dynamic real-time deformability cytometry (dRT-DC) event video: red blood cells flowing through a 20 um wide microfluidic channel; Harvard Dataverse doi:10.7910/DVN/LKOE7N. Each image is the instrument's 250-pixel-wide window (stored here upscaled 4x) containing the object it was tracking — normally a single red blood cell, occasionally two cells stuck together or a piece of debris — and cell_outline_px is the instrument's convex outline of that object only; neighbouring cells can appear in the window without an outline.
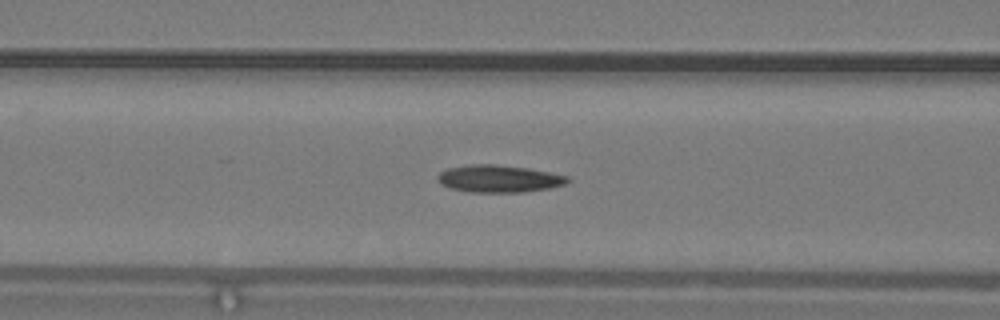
{"species": "common noctule bat (a hibernating species)", "species_latin": "Nyctalus noctula", "temperature_condition": "warm", "stored_images_in_passage": 38, "camera_frame_rate_fps": 3000, "um_per_image_px": 0.085, "animal": {"sex": "male", "body_mass_g": 19.2, "forearm_length_mm": 51.8}, "frame": {"image": 1, "passage_image": 12, "time_ms": 3.667, "image_size_px": [1000, 320], "cell_outline_px": [[572, 180], [564, 184], [548, 188], [524, 192], [472, 192], [452, 188], [440, 184], [436, 180], [436, 176], [440, 172], [448, 168], [472, 164], [496, 164], [528, 168], [568, 176]], "centroid_in_image_um": [42.39, 15.18], "position_along_channel_um": 124.2, "area_um2": 20.63}}
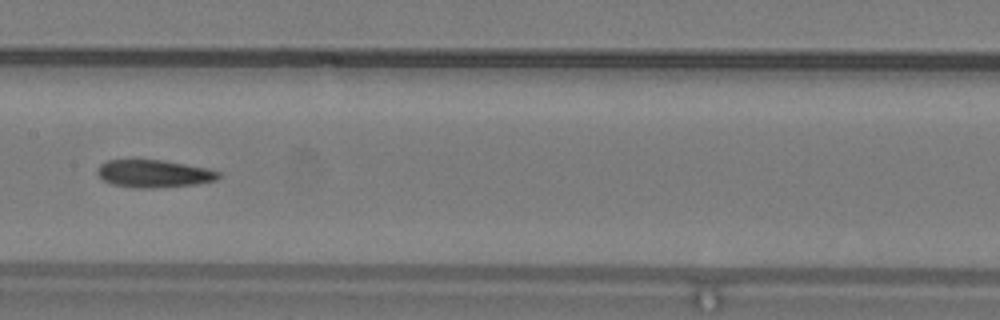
{"frame": {"image": 2, "passage_image": 17, "time_ms": 5.333, "image_size_px": [1000, 320], "cell_outline_px": [[220, 176], [216, 180], [196, 184], [152, 188], [132, 188], [112, 184], [104, 180], [96, 172], [96, 168], [100, 164], [108, 160], [160, 160], [184, 164], [204, 168], [220, 172]], "centroid_in_image_um": [13.03, 14.77], "position_along_channel_um": 194.4, "area_um2": 19.31}, "authors_computed_cell_mechanics": {"area_um2": 20.4034, "velocity_mm_per_s": 4.1998, "shape_relaxation_time_tau1_ms": null, "shape_relaxation_time_tau2_ms": 3.7096, "deformation_change_tau1": null, "deformation_change_tau2": 0.1515}}